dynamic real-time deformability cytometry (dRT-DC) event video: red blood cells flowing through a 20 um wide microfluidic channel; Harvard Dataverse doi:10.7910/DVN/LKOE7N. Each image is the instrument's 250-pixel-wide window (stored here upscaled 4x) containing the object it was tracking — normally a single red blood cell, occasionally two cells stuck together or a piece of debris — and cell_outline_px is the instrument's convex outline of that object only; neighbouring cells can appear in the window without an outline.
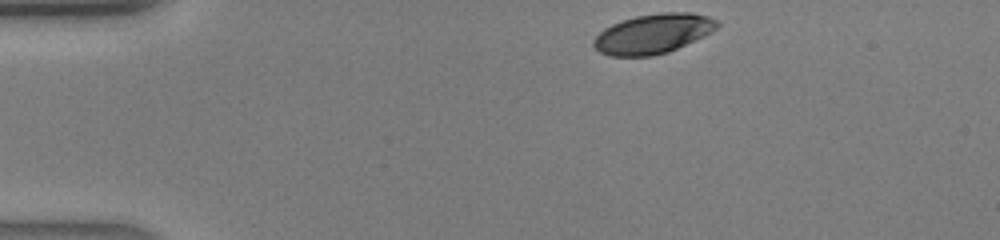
{"species": "human", "species_latin": "Homo sapiens", "temperature_condition": "warm", "stored_images_in_passage": 35, "camera_frame_rate_fps": 3000, "um_per_image_px": 0.085, "donor": {"sex": "male"}, "frame": {"image": 1, "passage_image": 1, "time_ms": 0.0, "image_size_px": [1000, 240], "cell_outline_px": [[704, 20], [688, 40], [664, 52], [640, 56], [620, 56], [604, 52], [596, 44], [596, 40], [608, 28], [616, 24], [628, 20], [644, 16], [700, 16]], "centroid_in_image_um": [55.08, 2.97], "position_along_channel_um": 29.9, "area_um2": 22.48}}
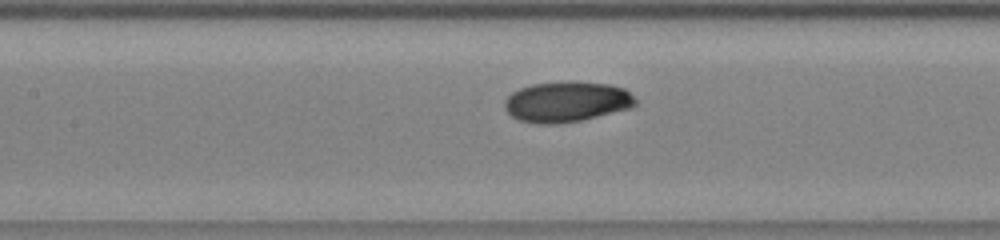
{"frame": {"image": 2, "passage_image": 13, "time_ms": 4.0, "image_size_px": [1000, 240], "cell_outline_px": [[632, 100], [628, 104], [616, 108], [588, 116], [568, 120], [532, 120], [520, 116], [512, 112], [508, 108], [508, 104], [512, 96], [528, 88], [552, 84], [588, 84], [616, 88], [624, 92]], "centroid_in_image_um": [48.12, 8.62], "position_along_channel_um": 159.3, "area_um2": 24.62}}
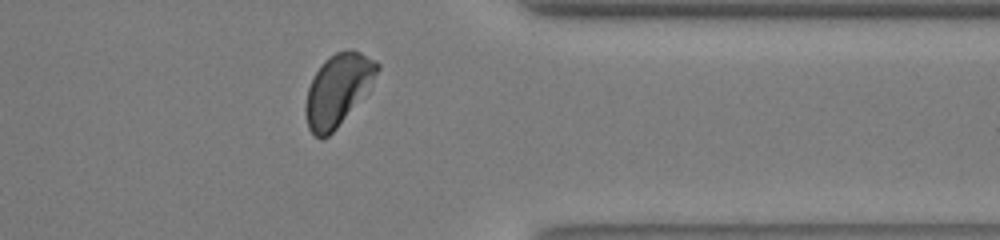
{"frame": {"image": 3, "passage_image": 27, "time_ms": 8.667, "image_size_px": [1000, 240], "cell_outline_px": [[376, 68], [340, 120], [324, 136], [316, 136], [312, 132], [308, 124], [308, 92], [320, 68], [332, 56], [340, 52], [356, 52], [376, 64]], "centroid_in_image_um": [28.6, 7.61], "position_along_channel_um": 382.8, "area_um2": 24.85}}